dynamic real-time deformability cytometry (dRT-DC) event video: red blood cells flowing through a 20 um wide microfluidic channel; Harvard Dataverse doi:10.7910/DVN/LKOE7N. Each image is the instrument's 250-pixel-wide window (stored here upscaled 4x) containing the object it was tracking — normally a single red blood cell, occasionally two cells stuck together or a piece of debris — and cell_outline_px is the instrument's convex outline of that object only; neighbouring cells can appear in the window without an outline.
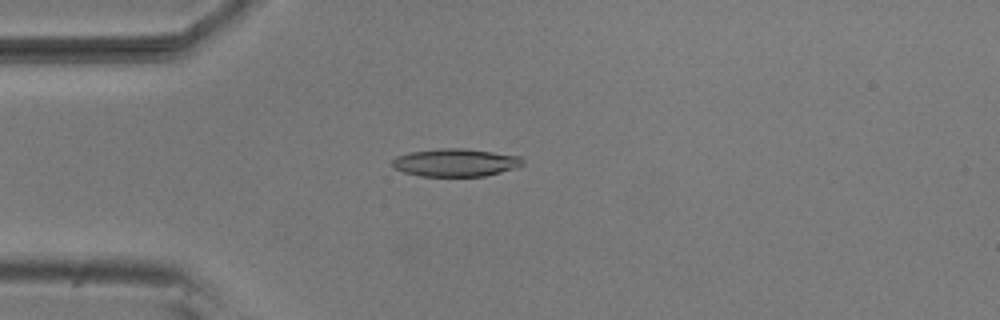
{"species": "common noctule bat (a hibernating species)", "species_latin": "Nyctalus noctula", "temperature_condition": "room temperature", "stored_images_in_passage": 3, "camera_frame_rate_fps": 3000, "um_per_image_px": 0.085, "animal": {"sex": "male", "body_mass_g": 20.5, "forearm_length_mm": 52.5}, "frame": {"image": 1, "passage_image": 3, "time_ms": 0.667, "image_size_px": [1000, 320], "cell_outline_px": [[524, 164], [516, 168], [484, 176], [420, 176], [404, 172], [396, 168], [392, 164], [392, 160], [396, 156], [408, 152], [440, 148], [464, 148], [520, 156], [524, 160]], "centroid_in_image_um": [38.72, 13.81], "position_along_channel_um": 46.3, "area_um2": 21.15}}